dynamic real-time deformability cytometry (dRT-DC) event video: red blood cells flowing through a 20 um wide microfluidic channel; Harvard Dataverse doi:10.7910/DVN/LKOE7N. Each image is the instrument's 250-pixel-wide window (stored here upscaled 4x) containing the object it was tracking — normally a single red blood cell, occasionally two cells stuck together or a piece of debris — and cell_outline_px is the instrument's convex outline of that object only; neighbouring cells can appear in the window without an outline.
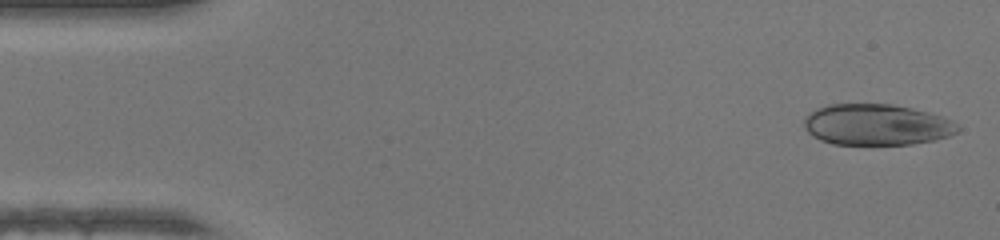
{"species": "human", "species_latin": "Homo sapiens", "temperature_condition": "warm", "stored_images_in_passage": 46, "camera_frame_rate_fps": 3000, "um_per_image_px": 0.085, "donor": {"sex": "female"}, "frame": {"image": 1, "passage_image": 1, "time_ms": 0.0, "image_size_px": [1000, 240], "cell_outline_px": [[960, 128], [956, 132], [948, 136], [936, 140], [912, 144], [832, 144], [820, 140], [812, 136], [804, 128], [804, 120], [808, 112], [816, 108], [828, 104], [892, 104], [912, 108], [928, 112], [952, 120]], "centroid_in_image_um": [74.47, 10.59], "position_along_channel_um": 10.5, "area_um2": 36.93}}
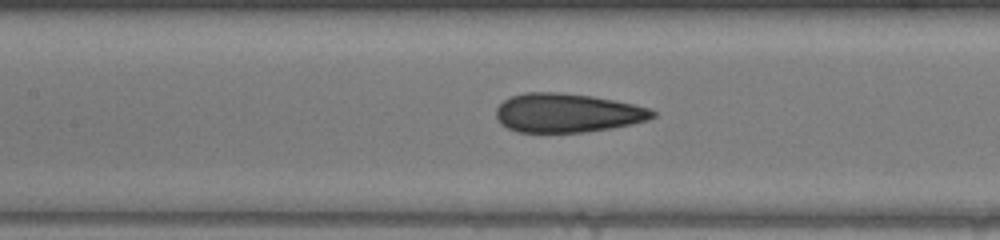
{"frame": {"image": 2, "passage_image": 20, "time_ms": 6.333, "image_size_px": [1000, 240], "cell_outline_px": [[656, 116], [648, 120], [632, 124], [612, 128], [584, 132], [516, 132], [500, 124], [496, 116], [496, 108], [504, 100], [512, 96], [524, 92], [560, 92], [592, 96], [652, 108], [656, 112]], "centroid_in_image_um": [48.22, 9.6], "position_along_channel_um": 159.2, "area_um2": 35.66}}
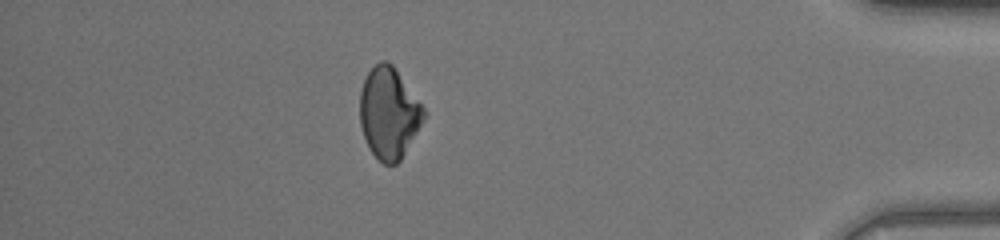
{"frame": {"image": 3, "passage_image": 40, "time_ms": 13.0, "image_size_px": [1000, 240], "cell_outline_px": [[428, 112], [424, 120], [400, 160], [396, 164], [384, 164], [368, 148], [360, 124], [360, 92], [364, 80], [368, 72], [380, 60], [384, 60], [392, 64]], "centroid_in_image_um": [33.06, 9.6], "position_along_channel_um": 402.1, "area_um2": 33.81}, "authors_computed_cell_mechanics": {"area_um2": 35.6915, "velocity_mm_per_s": 4.3731, "shape_relaxation_time_tau1_ms": 4.9826, "shape_relaxation_time_tau2_ms": 1.4475, "deformation_change_tau1": 0.1491, "deformation_change_tau2": 0.0656}}